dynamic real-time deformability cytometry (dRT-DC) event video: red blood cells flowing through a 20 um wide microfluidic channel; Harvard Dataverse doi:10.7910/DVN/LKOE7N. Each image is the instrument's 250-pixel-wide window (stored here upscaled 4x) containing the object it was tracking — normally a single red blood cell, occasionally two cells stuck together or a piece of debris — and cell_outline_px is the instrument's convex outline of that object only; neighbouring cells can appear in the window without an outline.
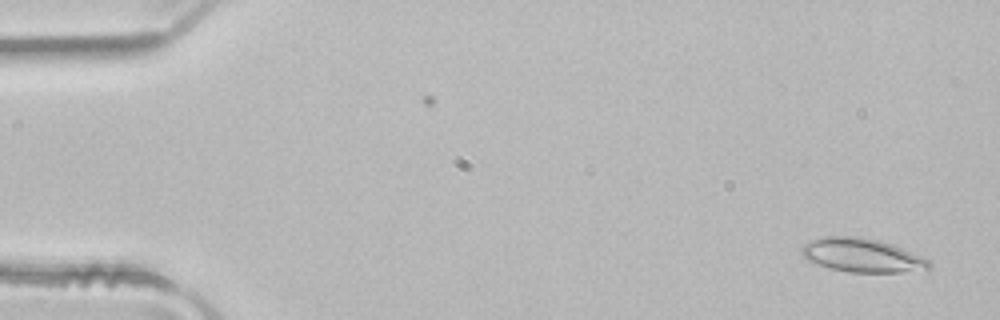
{"species": "common noctule bat (a hibernating species)", "species_latin": "Nyctalus noctula", "temperature_condition": "room temperature", "stored_images_in_passage": 2, "camera_frame_rate_fps": 3000, "um_per_image_px": 0.085, "animal": {"sex": "male", "body_mass_g": 21.5, "forearm_length_mm": 52.0}, "frame": {"image": 1, "passage_image": 2, "time_ms": 0.333, "image_size_px": [1000, 320], "cell_outline_px": [[932, 268], [900, 272], [848, 272], [832, 268], [808, 260], [800, 252], [800, 248], [804, 244], [812, 240], [828, 236], [848, 236], [876, 240], [892, 244], [920, 256], [928, 260], [932, 264]], "centroid_in_image_um": [73.27, 21.7], "position_along_channel_um": 11.7, "area_um2": 24.51}}